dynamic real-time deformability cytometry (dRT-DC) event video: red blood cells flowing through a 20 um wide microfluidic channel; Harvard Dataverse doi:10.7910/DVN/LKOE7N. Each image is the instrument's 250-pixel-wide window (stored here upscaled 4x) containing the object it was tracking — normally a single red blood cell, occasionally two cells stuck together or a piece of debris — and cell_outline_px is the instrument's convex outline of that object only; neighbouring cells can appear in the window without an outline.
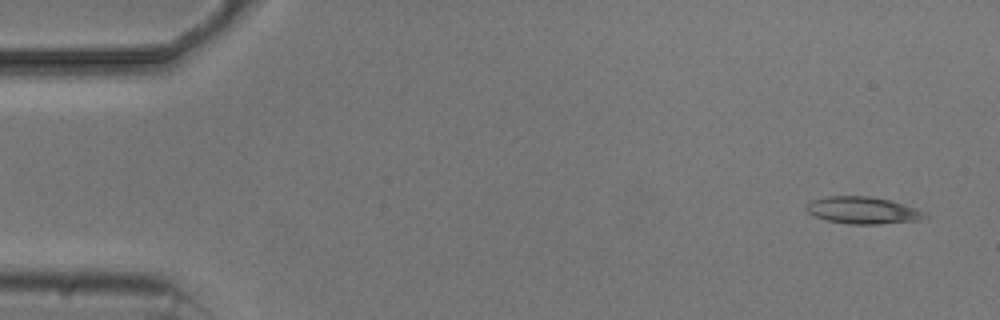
{"species": "common noctule bat (a hibernating species)", "species_latin": "Nyctalus noctula", "temperature_condition": "cold", "stored_images_in_passage": 7, "camera_frame_rate_fps": 3000, "um_per_image_px": 0.085, "animal": {"sex": "male", "body_mass_g": 20.5, "forearm_length_mm": 52.5}, "frame": {"image": 1, "passage_image": 1, "time_ms": 0.0, "image_size_px": [1000, 320], "cell_outline_px": [[928, 216], [916, 220], [880, 224], [848, 224], [824, 220], [808, 212], [804, 208], [804, 204], [812, 200], [828, 196], [868, 196], [888, 200], [916, 208], [928, 212]], "centroid_in_image_um": [73.3, 17.88], "position_along_channel_um": 11.7, "area_um2": 18.67}}
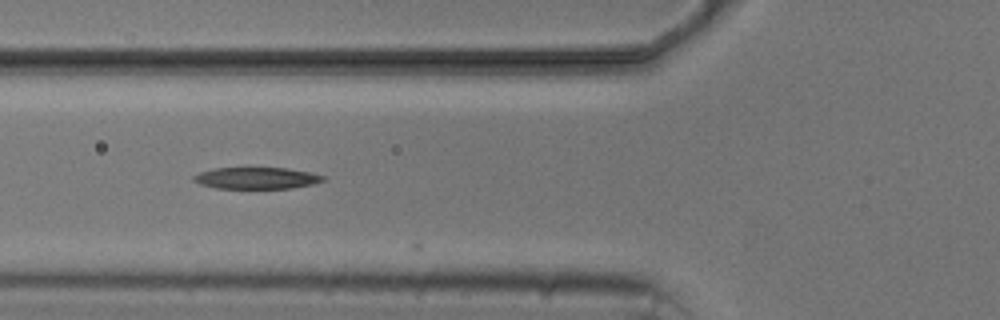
{"frame": {"image": 2, "passage_image": 6, "time_ms": 5.667, "image_size_px": [1000, 320], "cell_outline_px": [[324, 180], [312, 184], [292, 188], [216, 188], [200, 184], [192, 180], [192, 176], [200, 172], [212, 168], [288, 168], [312, 172], [324, 176]], "centroid_in_image_um": [21.78, 15.13], "position_along_channel_um": 104.0, "area_um2": 16.3}}